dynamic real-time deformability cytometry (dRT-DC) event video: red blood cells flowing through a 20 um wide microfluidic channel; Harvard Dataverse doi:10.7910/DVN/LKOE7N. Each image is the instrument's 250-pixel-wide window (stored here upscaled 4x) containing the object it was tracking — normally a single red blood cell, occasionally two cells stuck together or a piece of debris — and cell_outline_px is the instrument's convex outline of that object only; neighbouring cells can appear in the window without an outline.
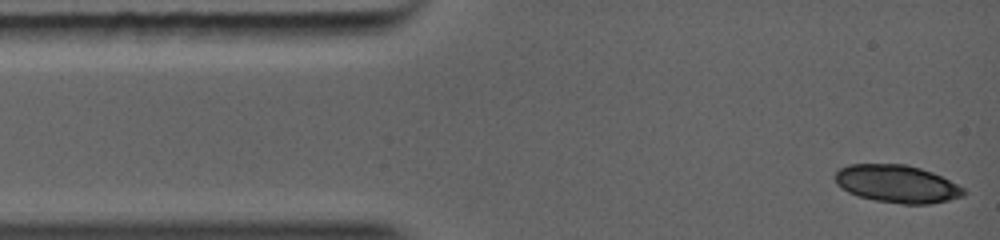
{"species": "common noctule bat (a hibernating species)", "species_latin": "Nyctalus noctula", "temperature_condition": "warm", "stored_images_in_passage": 9, "camera_frame_rate_fps": 5000, "um_per_image_px": 0.085, "animal": {"sex": "female", "body_mass_g": 19.0, "forearm_length_mm": 56.7}, "frame": {"image": 1, "passage_image": 1, "time_ms": 0.0, "image_size_px": [1000, 240], "cell_outline_px": [[968, 192], [964, 196], [948, 200], [928, 204], [904, 204], [876, 200], [860, 196], [848, 192], [840, 188], [836, 184], [836, 172], [840, 168], [848, 164], [904, 164], [920, 168], [932, 172], [964, 188]], "centroid_in_image_um": [76.24, 15.63], "position_along_channel_um": 8.8, "area_um2": 28.09}}